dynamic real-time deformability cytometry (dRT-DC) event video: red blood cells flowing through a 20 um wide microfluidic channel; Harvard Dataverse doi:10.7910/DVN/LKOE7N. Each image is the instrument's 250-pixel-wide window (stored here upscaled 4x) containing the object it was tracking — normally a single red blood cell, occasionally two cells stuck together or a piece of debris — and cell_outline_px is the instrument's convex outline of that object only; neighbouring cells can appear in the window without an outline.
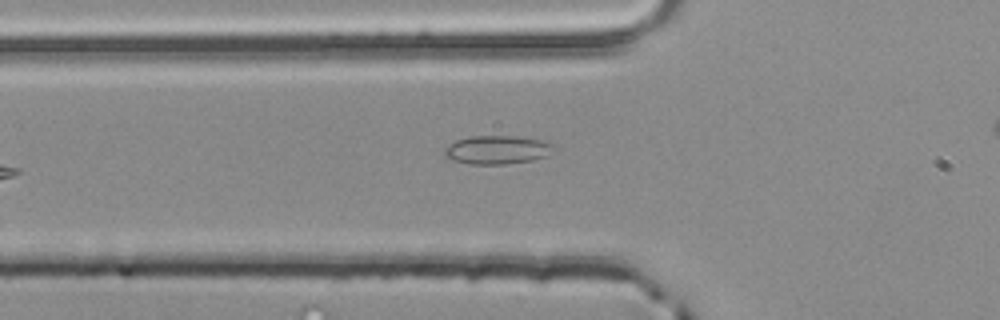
{"species": "common noctule bat (a hibernating species)", "species_latin": "Nyctalus noctula", "temperature_condition": "room temperature", "stored_images_in_passage": 6, "camera_frame_rate_fps": 3000, "um_per_image_px": 0.085, "animal": {"sex": "male", "body_mass_g": 20.4}, "frame": {"image": 1, "passage_image": 5, "time_ms": 1.333, "image_size_px": [1000, 320], "cell_outline_px": [[556, 148], [548, 156], [532, 160], [504, 164], [468, 164], [452, 160], [444, 156], [444, 148], [448, 144], [456, 140], [472, 136], [512, 136], [540, 140], [552, 144]], "centroid_in_image_um": [42.23, 12.74], "position_along_channel_um": 83.6, "area_um2": 18.21}}